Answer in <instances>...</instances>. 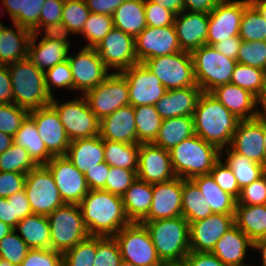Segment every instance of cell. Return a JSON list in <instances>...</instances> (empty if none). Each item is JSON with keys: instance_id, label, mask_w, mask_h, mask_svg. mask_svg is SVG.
<instances>
[{"instance_id": "1", "label": "cell", "mask_w": 266, "mask_h": 266, "mask_svg": "<svg viewBox=\"0 0 266 266\" xmlns=\"http://www.w3.org/2000/svg\"><path fill=\"white\" fill-rule=\"evenodd\" d=\"M89 235L114 236L131 223L122 197L106 190H90L79 204Z\"/></svg>"}, {"instance_id": "2", "label": "cell", "mask_w": 266, "mask_h": 266, "mask_svg": "<svg viewBox=\"0 0 266 266\" xmlns=\"http://www.w3.org/2000/svg\"><path fill=\"white\" fill-rule=\"evenodd\" d=\"M193 119L195 134L220 151L230 146L240 121L210 92L199 96Z\"/></svg>"}, {"instance_id": "3", "label": "cell", "mask_w": 266, "mask_h": 266, "mask_svg": "<svg viewBox=\"0 0 266 266\" xmlns=\"http://www.w3.org/2000/svg\"><path fill=\"white\" fill-rule=\"evenodd\" d=\"M147 228L163 264H181L190 252L189 222L183 216L140 222Z\"/></svg>"}, {"instance_id": "4", "label": "cell", "mask_w": 266, "mask_h": 266, "mask_svg": "<svg viewBox=\"0 0 266 266\" xmlns=\"http://www.w3.org/2000/svg\"><path fill=\"white\" fill-rule=\"evenodd\" d=\"M12 82L13 103L27 111L50 105L52 97L46 88L45 72L27 57L8 65Z\"/></svg>"}, {"instance_id": "5", "label": "cell", "mask_w": 266, "mask_h": 266, "mask_svg": "<svg viewBox=\"0 0 266 266\" xmlns=\"http://www.w3.org/2000/svg\"><path fill=\"white\" fill-rule=\"evenodd\" d=\"M176 177L192 179L207 175L220 159V150L196 134L169 150Z\"/></svg>"}, {"instance_id": "6", "label": "cell", "mask_w": 266, "mask_h": 266, "mask_svg": "<svg viewBox=\"0 0 266 266\" xmlns=\"http://www.w3.org/2000/svg\"><path fill=\"white\" fill-rule=\"evenodd\" d=\"M191 55L195 81L202 92H211L231 82L236 60L227 58L208 44L193 50Z\"/></svg>"}, {"instance_id": "7", "label": "cell", "mask_w": 266, "mask_h": 266, "mask_svg": "<svg viewBox=\"0 0 266 266\" xmlns=\"http://www.w3.org/2000/svg\"><path fill=\"white\" fill-rule=\"evenodd\" d=\"M51 249L65 253L89 236L79 205L64 204L47 216Z\"/></svg>"}, {"instance_id": "8", "label": "cell", "mask_w": 266, "mask_h": 266, "mask_svg": "<svg viewBox=\"0 0 266 266\" xmlns=\"http://www.w3.org/2000/svg\"><path fill=\"white\" fill-rule=\"evenodd\" d=\"M167 90L198 87L194 77L191 52L180 51L153 57L143 62Z\"/></svg>"}, {"instance_id": "9", "label": "cell", "mask_w": 266, "mask_h": 266, "mask_svg": "<svg viewBox=\"0 0 266 266\" xmlns=\"http://www.w3.org/2000/svg\"><path fill=\"white\" fill-rule=\"evenodd\" d=\"M122 260L138 266H162L151 236L144 224L131 222L114 236Z\"/></svg>"}, {"instance_id": "10", "label": "cell", "mask_w": 266, "mask_h": 266, "mask_svg": "<svg viewBox=\"0 0 266 266\" xmlns=\"http://www.w3.org/2000/svg\"><path fill=\"white\" fill-rule=\"evenodd\" d=\"M50 105L57 111L70 141L99 135L100 120L90 110L84 96L62 104L53 97Z\"/></svg>"}, {"instance_id": "11", "label": "cell", "mask_w": 266, "mask_h": 266, "mask_svg": "<svg viewBox=\"0 0 266 266\" xmlns=\"http://www.w3.org/2000/svg\"><path fill=\"white\" fill-rule=\"evenodd\" d=\"M83 96L99 120L121 107L130 105L127 80L122 73L116 71Z\"/></svg>"}, {"instance_id": "12", "label": "cell", "mask_w": 266, "mask_h": 266, "mask_svg": "<svg viewBox=\"0 0 266 266\" xmlns=\"http://www.w3.org/2000/svg\"><path fill=\"white\" fill-rule=\"evenodd\" d=\"M25 192L32 212L48 216L65 203L49 169L45 165H37L26 174Z\"/></svg>"}, {"instance_id": "13", "label": "cell", "mask_w": 266, "mask_h": 266, "mask_svg": "<svg viewBox=\"0 0 266 266\" xmlns=\"http://www.w3.org/2000/svg\"><path fill=\"white\" fill-rule=\"evenodd\" d=\"M45 166L52 174L63 202L79 205L90 191L84 173L65 156H53Z\"/></svg>"}, {"instance_id": "14", "label": "cell", "mask_w": 266, "mask_h": 266, "mask_svg": "<svg viewBox=\"0 0 266 266\" xmlns=\"http://www.w3.org/2000/svg\"><path fill=\"white\" fill-rule=\"evenodd\" d=\"M250 0H220L208 14L207 44L239 35L241 17Z\"/></svg>"}, {"instance_id": "15", "label": "cell", "mask_w": 266, "mask_h": 266, "mask_svg": "<svg viewBox=\"0 0 266 266\" xmlns=\"http://www.w3.org/2000/svg\"><path fill=\"white\" fill-rule=\"evenodd\" d=\"M95 49L108 70L115 68L118 73H121L138 63L135 52V38L115 27Z\"/></svg>"}, {"instance_id": "16", "label": "cell", "mask_w": 266, "mask_h": 266, "mask_svg": "<svg viewBox=\"0 0 266 266\" xmlns=\"http://www.w3.org/2000/svg\"><path fill=\"white\" fill-rule=\"evenodd\" d=\"M76 56L68 54V62L73 75V90L84 95L93 89L109 75V70L100 60L97 50L83 47Z\"/></svg>"}, {"instance_id": "17", "label": "cell", "mask_w": 266, "mask_h": 266, "mask_svg": "<svg viewBox=\"0 0 266 266\" xmlns=\"http://www.w3.org/2000/svg\"><path fill=\"white\" fill-rule=\"evenodd\" d=\"M128 83L130 105H155L167 92L162 82L143 63L121 72Z\"/></svg>"}, {"instance_id": "18", "label": "cell", "mask_w": 266, "mask_h": 266, "mask_svg": "<svg viewBox=\"0 0 266 266\" xmlns=\"http://www.w3.org/2000/svg\"><path fill=\"white\" fill-rule=\"evenodd\" d=\"M182 51L174 25L166 27L147 26L135 37L138 63L145 60Z\"/></svg>"}, {"instance_id": "19", "label": "cell", "mask_w": 266, "mask_h": 266, "mask_svg": "<svg viewBox=\"0 0 266 266\" xmlns=\"http://www.w3.org/2000/svg\"><path fill=\"white\" fill-rule=\"evenodd\" d=\"M235 225L234 214H211L189 224L190 251L211 252L217 241Z\"/></svg>"}, {"instance_id": "20", "label": "cell", "mask_w": 266, "mask_h": 266, "mask_svg": "<svg viewBox=\"0 0 266 266\" xmlns=\"http://www.w3.org/2000/svg\"><path fill=\"white\" fill-rule=\"evenodd\" d=\"M234 152L266 167L262 113L253 119L240 120L229 146Z\"/></svg>"}, {"instance_id": "21", "label": "cell", "mask_w": 266, "mask_h": 266, "mask_svg": "<svg viewBox=\"0 0 266 266\" xmlns=\"http://www.w3.org/2000/svg\"><path fill=\"white\" fill-rule=\"evenodd\" d=\"M173 171L169 150L153 143H140L137 178L147 183H160L172 180Z\"/></svg>"}, {"instance_id": "22", "label": "cell", "mask_w": 266, "mask_h": 266, "mask_svg": "<svg viewBox=\"0 0 266 266\" xmlns=\"http://www.w3.org/2000/svg\"><path fill=\"white\" fill-rule=\"evenodd\" d=\"M29 116L34 120L47 150L53 156H65L70 140L57 111L51 105H48L29 111Z\"/></svg>"}, {"instance_id": "23", "label": "cell", "mask_w": 266, "mask_h": 266, "mask_svg": "<svg viewBox=\"0 0 266 266\" xmlns=\"http://www.w3.org/2000/svg\"><path fill=\"white\" fill-rule=\"evenodd\" d=\"M182 216V178L153 184V198L148 215L141 222Z\"/></svg>"}, {"instance_id": "24", "label": "cell", "mask_w": 266, "mask_h": 266, "mask_svg": "<svg viewBox=\"0 0 266 266\" xmlns=\"http://www.w3.org/2000/svg\"><path fill=\"white\" fill-rule=\"evenodd\" d=\"M208 14L182 11L175 16L174 26L180 48L193 50L207 44Z\"/></svg>"}, {"instance_id": "25", "label": "cell", "mask_w": 266, "mask_h": 266, "mask_svg": "<svg viewBox=\"0 0 266 266\" xmlns=\"http://www.w3.org/2000/svg\"><path fill=\"white\" fill-rule=\"evenodd\" d=\"M99 136L103 140L137 144L134 107H121L101 119Z\"/></svg>"}, {"instance_id": "26", "label": "cell", "mask_w": 266, "mask_h": 266, "mask_svg": "<svg viewBox=\"0 0 266 266\" xmlns=\"http://www.w3.org/2000/svg\"><path fill=\"white\" fill-rule=\"evenodd\" d=\"M210 93L240 120L258 116L256 97L235 84L220 85Z\"/></svg>"}, {"instance_id": "27", "label": "cell", "mask_w": 266, "mask_h": 266, "mask_svg": "<svg viewBox=\"0 0 266 266\" xmlns=\"http://www.w3.org/2000/svg\"><path fill=\"white\" fill-rule=\"evenodd\" d=\"M201 93L202 90L199 87L167 90L166 94L155 104L156 110L162 120L193 116Z\"/></svg>"}, {"instance_id": "28", "label": "cell", "mask_w": 266, "mask_h": 266, "mask_svg": "<svg viewBox=\"0 0 266 266\" xmlns=\"http://www.w3.org/2000/svg\"><path fill=\"white\" fill-rule=\"evenodd\" d=\"M248 247L253 248V241L234 225L217 241L211 253L227 266H249L244 262Z\"/></svg>"}, {"instance_id": "29", "label": "cell", "mask_w": 266, "mask_h": 266, "mask_svg": "<svg viewBox=\"0 0 266 266\" xmlns=\"http://www.w3.org/2000/svg\"><path fill=\"white\" fill-rule=\"evenodd\" d=\"M65 157L80 172L85 173L105 161L103 139L97 135L90 138L72 140Z\"/></svg>"}, {"instance_id": "30", "label": "cell", "mask_w": 266, "mask_h": 266, "mask_svg": "<svg viewBox=\"0 0 266 266\" xmlns=\"http://www.w3.org/2000/svg\"><path fill=\"white\" fill-rule=\"evenodd\" d=\"M37 39L38 35L32 33L28 45V58L39 70L46 72L68 59L70 47L67 44L47 39H41L36 44Z\"/></svg>"}, {"instance_id": "31", "label": "cell", "mask_w": 266, "mask_h": 266, "mask_svg": "<svg viewBox=\"0 0 266 266\" xmlns=\"http://www.w3.org/2000/svg\"><path fill=\"white\" fill-rule=\"evenodd\" d=\"M13 27L5 25L0 30V64L10 65L28 57V45L32 32L12 23Z\"/></svg>"}, {"instance_id": "32", "label": "cell", "mask_w": 266, "mask_h": 266, "mask_svg": "<svg viewBox=\"0 0 266 266\" xmlns=\"http://www.w3.org/2000/svg\"><path fill=\"white\" fill-rule=\"evenodd\" d=\"M121 197L129 221L140 223L150 210L153 184L137 178Z\"/></svg>"}, {"instance_id": "33", "label": "cell", "mask_w": 266, "mask_h": 266, "mask_svg": "<svg viewBox=\"0 0 266 266\" xmlns=\"http://www.w3.org/2000/svg\"><path fill=\"white\" fill-rule=\"evenodd\" d=\"M145 0H125L113 13L114 27L136 37L146 27Z\"/></svg>"}, {"instance_id": "34", "label": "cell", "mask_w": 266, "mask_h": 266, "mask_svg": "<svg viewBox=\"0 0 266 266\" xmlns=\"http://www.w3.org/2000/svg\"><path fill=\"white\" fill-rule=\"evenodd\" d=\"M14 230L30 249H50V226L47 216L32 213L20 220Z\"/></svg>"}, {"instance_id": "35", "label": "cell", "mask_w": 266, "mask_h": 266, "mask_svg": "<svg viewBox=\"0 0 266 266\" xmlns=\"http://www.w3.org/2000/svg\"><path fill=\"white\" fill-rule=\"evenodd\" d=\"M195 135L193 116L173 117L162 120L153 144L170 150L183 140Z\"/></svg>"}, {"instance_id": "36", "label": "cell", "mask_w": 266, "mask_h": 266, "mask_svg": "<svg viewBox=\"0 0 266 266\" xmlns=\"http://www.w3.org/2000/svg\"><path fill=\"white\" fill-rule=\"evenodd\" d=\"M13 143L24 147L37 165H45L53 157L43 143L34 120L29 115L13 136Z\"/></svg>"}, {"instance_id": "37", "label": "cell", "mask_w": 266, "mask_h": 266, "mask_svg": "<svg viewBox=\"0 0 266 266\" xmlns=\"http://www.w3.org/2000/svg\"><path fill=\"white\" fill-rule=\"evenodd\" d=\"M234 222L253 242L266 237V204L251 206L236 202Z\"/></svg>"}, {"instance_id": "38", "label": "cell", "mask_w": 266, "mask_h": 266, "mask_svg": "<svg viewBox=\"0 0 266 266\" xmlns=\"http://www.w3.org/2000/svg\"><path fill=\"white\" fill-rule=\"evenodd\" d=\"M200 189L215 214H235L237 200L223 191L210 174L199 175L191 179Z\"/></svg>"}, {"instance_id": "39", "label": "cell", "mask_w": 266, "mask_h": 266, "mask_svg": "<svg viewBox=\"0 0 266 266\" xmlns=\"http://www.w3.org/2000/svg\"><path fill=\"white\" fill-rule=\"evenodd\" d=\"M13 23L39 36V17L45 0H2Z\"/></svg>"}, {"instance_id": "40", "label": "cell", "mask_w": 266, "mask_h": 266, "mask_svg": "<svg viewBox=\"0 0 266 266\" xmlns=\"http://www.w3.org/2000/svg\"><path fill=\"white\" fill-rule=\"evenodd\" d=\"M223 151L227 153L225 163L234 173L240 190L266 173V167L264 165L258 164L246 156L234 152L230 147L220 151L221 158L223 157Z\"/></svg>"}, {"instance_id": "41", "label": "cell", "mask_w": 266, "mask_h": 266, "mask_svg": "<svg viewBox=\"0 0 266 266\" xmlns=\"http://www.w3.org/2000/svg\"><path fill=\"white\" fill-rule=\"evenodd\" d=\"M211 214L213 212L198 186L191 179H182V216L190 224Z\"/></svg>"}, {"instance_id": "42", "label": "cell", "mask_w": 266, "mask_h": 266, "mask_svg": "<svg viewBox=\"0 0 266 266\" xmlns=\"http://www.w3.org/2000/svg\"><path fill=\"white\" fill-rule=\"evenodd\" d=\"M139 145L103 140L104 160L109 166L130 169L137 172Z\"/></svg>"}, {"instance_id": "43", "label": "cell", "mask_w": 266, "mask_h": 266, "mask_svg": "<svg viewBox=\"0 0 266 266\" xmlns=\"http://www.w3.org/2000/svg\"><path fill=\"white\" fill-rule=\"evenodd\" d=\"M137 144L152 143L161 127L162 118L155 105L134 107Z\"/></svg>"}, {"instance_id": "44", "label": "cell", "mask_w": 266, "mask_h": 266, "mask_svg": "<svg viewBox=\"0 0 266 266\" xmlns=\"http://www.w3.org/2000/svg\"><path fill=\"white\" fill-rule=\"evenodd\" d=\"M239 36L243 41H266V19L250 2L241 17Z\"/></svg>"}, {"instance_id": "45", "label": "cell", "mask_w": 266, "mask_h": 266, "mask_svg": "<svg viewBox=\"0 0 266 266\" xmlns=\"http://www.w3.org/2000/svg\"><path fill=\"white\" fill-rule=\"evenodd\" d=\"M36 166L37 164L29 156L27 150L15 143L0 154V171L2 172L27 174Z\"/></svg>"}, {"instance_id": "46", "label": "cell", "mask_w": 266, "mask_h": 266, "mask_svg": "<svg viewBox=\"0 0 266 266\" xmlns=\"http://www.w3.org/2000/svg\"><path fill=\"white\" fill-rule=\"evenodd\" d=\"M113 28L111 15L90 13L80 33L88 40L85 47L95 48Z\"/></svg>"}, {"instance_id": "47", "label": "cell", "mask_w": 266, "mask_h": 266, "mask_svg": "<svg viewBox=\"0 0 266 266\" xmlns=\"http://www.w3.org/2000/svg\"><path fill=\"white\" fill-rule=\"evenodd\" d=\"M265 71L256 67L237 63L231 76L232 84H235L257 97L262 89Z\"/></svg>"}, {"instance_id": "48", "label": "cell", "mask_w": 266, "mask_h": 266, "mask_svg": "<svg viewBox=\"0 0 266 266\" xmlns=\"http://www.w3.org/2000/svg\"><path fill=\"white\" fill-rule=\"evenodd\" d=\"M96 255V236L89 235L62 254V266H93Z\"/></svg>"}, {"instance_id": "49", "label": "cell", "mask_w": 266, "mask_h": 266, "mask_svg": "<svg viewBox=\"0 0 266 266\" xmlns=\"http://www.w3.org/2000/svg\"><path fill=\"white\" fill-rule=\"evenodd\" d=\"M16 233V230L12 229L0 240V259L20 266L30 248Z\"/></svg>"}, {"instance_id": "50", "label": "cell", "mask_w": 266, "mask_h": 266, "mask_svg": "<svg viewBox=\"0 0 266 266\" xmlns=\"http://www.w3.org/2000/svg\"><path fill=\"white\" fill-rule=\"evenodd\" d=\"M90 13L85 0H65L61 22L72 33L80 34Z\"/></svg>"}, {"instance_id": "51", "label": "cell", "mask_w": 266, "mask_h": 266, "mask_svg": "<svg viewBox=\"0 0 266 266\" xmlns=\"http://www.w3.org/2000/svg\"><path fill=\"white\" fill-rule=\"evenodd\" d=\"M120 249L113 236H96V255L93 266H119Z\"/></svg>"}, {"instance_id": "52", "label": "cell", "mask_w": 266, "mask_h": 266, "mask_svg": "<svg viewBox=\"0 0 266 266\" xmlns=\"http://www.w3.org/2000/svg\"><path fill=\"white\" fill-rule=\"evenodd\" d=\"M236 61L266 71V41H243Z\"/></svg>"}, {"instance_id": "53", "label": "cell", "mask_w": 266, "mask_h": 266, "mask_svg": "<svg viewBox=\"0 0 266 266\" xmlns=\"http://www.w3.org/2000/svg\"><path fill=\"white\" fill-rule=\"evenodd\" d=\"M28 115L29 111L14 103L0 104V132L13 137Z\"/></svg>"}, {"instance_id": "54", "label": "cell", "mask_w": 266, "mask_h": 266, "mask_svg": "<svg viewBox=\"0 0 266 266\" xmlns=\"http://www.w3.org/2000/svg\"><path fill=\"white\" fill-rule=\"evenodd\" d=\"M136 179V171L110 166L105 182V190L112 194L122 196Z\"/></svg>"}, {"instance_id": "55", "label": "cell", "mask_w": 266, "mask_h": 266, "mask_svg": "<svg viewBox=\"0 0 266 266\" xmlns=\"http://www.w3.org/2000/svg\"><path fill=\"white\" fill-rule=\"evenodd\" d=\"M46 88L53 98L52 86L73 90V75L68 60L57 64L45 72Z\"/></svg>"}, {"instance_id": "56", "label": "cell", "mask_w": 266, "mask_h": 266, "mask_svg": "<svg viewBox=\"0 0 266 266\" xmlns=\"http://www.w3.org/2000/svg\"><path fill=\"white\" fill-rule=\"evenodd\" d=\"M221 158L214 164L210 175L216 184L225 192L229 193L236 200L239 198L241 190L232 170Z\"/></svg>"}, {"instance_id": "57", "label": "cell", "mask_w": 266, "mask_h": 266, "mask_svg": "<svg viewBox=\"0 0 266 266\" xmlns=\"http://www.w3.org/2000/svg\"><path fill=\"white\" fill-rule=\"evenodd\" d=\"M237 203L251 206L266 204V173L241 189Z\"/></svg>"}, {"instance_id": "58", "label": "cell", "mask_w": 266, "mask_h": 266, "mask_svg": "<svg viewBox=\"0 0 266 266\" xmlns=\"http://www.w3.org/2000/svg\"><path fill=\"white\" fill-rule=\"evenodd\" d=\"M20 266H62V253L53 249H29Z\"/></svg>"}, {"instance_id": "59", "label": "cell", "mask_w": 266, "mask_h": 266, "mask_svg": "<svg viewBox=\"0 0 266 266\" xmlns=\"http://www.w3.org/2000/svg\"><path fill=\"white\" fill-rule=\"evenodd\" d=\"M144 8L147 26L166 27L174 25L176 15L172 11L149 0H145Z\"/></svg>"}, {"instance_id": "60", "label": "cell", "mask_w": 266, "mask_h": 266, "mask_svg": "<svg viewBox=\"0 0 266 266\" xmlns=\"http://www.w3.org/2000/svg\"><path fill=\"white\" fill-rule=\"evenodd\" d=\"M25 179L24 173L0 171V197L7 198L23 190Z\"/></svg>"}, {"instance_id": "61", "label": "cell", "mask_w": 266, "mask_h": 266, "mask_svg": "<svg viewBox=\"0 0 266 266\" xmlns=\"http://www.w3.org/2000/svg\"><path fill=\"white\" fill-rule=\"evenodd\" d=\"M64 2L65 0H45L39 17V28L61 22Z\"/></svg>"}, {"instance_id": "62", "label": "cell", "mask_w": 266, "mask_h": 266, "mask_svg": "<svg viewBox=\"0 0 266 266\" xmlns=\"http://www.w3.org/2000/svg\"><path fill=\"white\" fill-rule=\"evenodd\" d=\"M110 166L104 161L84 173L90 190H105Z\"/></svg>"}, {"instance_id": "63", "label": "cell", "mask_w": 266, "mask_h": 266, "mask_svg": "<svg viewBox=\"0 0 266 266\" xmlns=\"http://www.w3.org/2000/svg\"><path fill=\"white\" fill-rule=\"evenodd\" d=\"M183 266H227L211 252L190 251L181 263Z\"/></svg>"}, {"instance_id": "64", "label": "cell", "mask_w": 266, "mask_h": 266, "mask_svg": "<svg viewBox=\"0 0 266 266\" xmlns=\"http://www.w3.org/2000/svg\"><path fill=\"white\" fill-rule=\"evenodd\" d=\"M45 28V29H44ZM45 32H42L44 35L40 39H47L51 41H58L67 44L70 48V40L67 38L68 34H73L71 30L62 22L54 23V24H47L43 25L39 28V30Z\"/></svg>"}, {"instance_id": "65", "label": "cell", "mask_w": 266, "mask_h": 266, "mask_svg": "<svg viewBox=\"0 0 266 266\" xmlns=\"http://www.w3.org/2000/svg\"><path fill=\"white\" fill-rule=\"evenodd\" d=\"M7 200H12L14 209V218L19 222L27 215L32 214V208L28 201L25 189L7 197Z\"/></svg>"}, {"instance_id": "66", "label": "cell", "mask_w": 266, "mask_h": 266, "mask_svg": "<svg viewBox=\"0 0 266 266\" xmlns=\"http://www.w3.org/2000/svg\"><path fill=\"white\" fill-rule=\"evenodd\" d=\"M243 40L239 35L232 36L230 38L221 40L213 45L222 55L230 59H237V54L240 49Z\"/></svg>"}, {"instance_id": "67", "label": "cell", "mask_w": 266, "mask_h": 266, "mask_svg": "<svg viewBox=\"0 0 266 266\" xmlns=\"http://www.w3.org/2000/svg\"><path fill=\"white\" fill-rule=\"evenodd\" d=\"M125 0H85L91 13L113 15Z\"/></svg>"}, {"instance_id": "68", "label": "cell", "mask_w": 266, "mask_h": 266, "mask_svg": "<svg viewBox=\"0 0 266 266\" xmlns=\"http://www.w3.org/2000/svg\"><path fill=\"white\" fill-rule=\"evenodd\" d=\"M13 103L12 82L8 65L0 64V104Z\"/></svg>"}, {"instance_id": "69", "label": "cell", "mask_w": 266, "mask_h": 266, "mask_svg": "<svg viewBox=\"0 0 266 266\" xmlns=\"http://www.w3.org/2000/svg\"><path fill=\"white\" fill-rule=\"evenodd\" d=\"M220 0H183V11L209 14Z\"/></svg>"}, {"instance_id": "70", "label": "cell", "mask_w": 266, "mask_h": 266, "mask_svg": "<svg viewBox=\"0 0 266 266\" xmlns=\"http://www.w3.org/2000/svg\"><path fill=\"white\" fill-rule=\"evenodd\" d=\"M0 221L8 224L13 229L16 227L18 221L14 218L12 200L0 197Z\"/></svg>"}, {"instance_id": "71", "label": "cell", "mask_w": 266, "mask_h": 266, "mask_svg": "<svg viewBox=\"0 0 266 266\" xmlns=\"http://www.w3.org/2000/svg\"><path fill=\"white\" fill-rule=\"evenodd\" d=\"M172 11L175 15L183 11V0H149Z\"/></svg>"}, {"instance_id": "72", "label": "cell", "mask_w": 266, "mask_h": 266, "mask_svg": "<svg viewBox=\"0 0 266 266\" xmlns=\"http://www.w3.org/2000/svg\"><path fill=\"white\" fill-rule=\"evenodd\" d=\"M256 105L261 106L263 109L258 110L259 113H266V71L264 75L262 89L259 95L256 97Z\"/></svg>"}, {"instance_id": "73", "label": "cell", "mask_w": 266, "mask_h": 266, "mask_svg": "<svg viewBox=\"0 0 266 266\" xmlns=\"http://www.w3.org/2000/svg\"><path fill=\"white\" fill-rule=\"evenodd\" d=\"M253 249L260 250L262 266H266V237L260 238L253 242Z\"/></svg>"}, {"instance_id": "74", "label": "cell", "mask_w": 266, "mask_h": 266, "mask_svg": "<svg viewBox=\"0 0 266 266\" xmlns=\"http://www.w3.org/2000/svg\"><path fill=\"white\" fill-rule=\"evenodd\" d=\"M13 137L7 133L0 132V154L11 147Z\"/></svg>"}, {"instance_id": "75", "label": "cell", "mask_w": 266, "mask_h": 266, "mask_svg": "<svg viewBox=\"0 0 266 266\" xmlns=\"http://www.w3.org/2000/svg\"><path fill=\"white\" fill-rule=\"evenodd\" d=\"M259 13L266 19V0H250Z\"/></svg>"}, {"instance_id": "76", "label": "cell", "mask_w": 266, "mask_h": 266, "mask_svg": "<svg viewBox=\"0 0 266 266\" xmlns=\"http://www.w3.org/2000/svg\"><path fill=\"white\" fill-rule=\"evenodd\" d=\"M13 228L10 227L8 224L3 223L0 221V240L6 236Z\"/></svg>"}, {"instance_id": "77", "label": "cell", "mask_w": 266, "mask_h": 266, "mask_svg": "<svg viewBox=\"0 0 266 266\" xmlns=\"http://www.w3.org/2000/svg\"><path fill=\"white\" fill-rule=\"evenodd\" d=\"M262 130H263V137H264V146L266 150V113H262Z\"/></svg>"}, {"instance_id": "78", "label": "cell", "mask_w": 266, "mask_h": 266, "mask_svg": "<svg viewBox=\"0 0 266 266\" xmlns=\"http://www.w3.org/2000/svg\"><path fill=\"white\" fill-rule=\"evenodd\" d=\"M119 266H138V265H135V264H133V263H131V262H128V261L122 260V261L120 262V265H119Z\"/></svg>"}, {"instance_id": "79", "label": "cell", "mask_w": 266, "mask_h": 266, "mask_svg": "<svg viewBox=\"0 0 266 266\" xmlns=\"http://www.w3.org/2000/svg\"><path fill=\"white\" fill-rule=\"evenodd\" d=\"M0 266H14V265L9 263L8 261H4L0 259Z\"/></svg>"}, {"instance_id": "80", "label": "cell", "mask_w": 266, "mask_h": 266, "mask_svg": "<svg viewBox=\"0 0 266 266\" xmlns=\"http://www.w3.org/2000/svg\"><path fill=\"white\" fill-rule=\"evenodd\" d=\"M162 266H183L182 264H163Z\"/></svg>"}]
</instances>
